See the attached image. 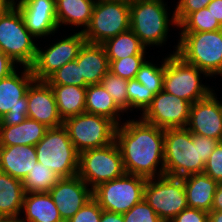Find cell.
<instances>
[{
    "instance_id": "1",
    "label": "cell",
    "mask_w": 222,
    "mask_h": 222,
    "mask_svg": "<svg viewBox=\"0 0 222 222\" xmlns=\"http://www.w3.org/2000/svg\"><path fill=\"white\" fill-rule=\"evenodd\" d=\"M115 142L121 153L125 173L146 179L164 175V129L141 118H129L117 125Z\"/></svg>"
},
{
    "instance_id": "2",
    "label": "cell",
    "mask_w": 222,
    "mask_h": 222,
    "mask_svg": "<svg viewBox=\"0 0 222 222\" xmlns=\"http://www.w3.org/2000/svg\"><path fill=\"white\" fill-rule=\"evenodd\" d=\"M220 141L191 133L187 128L164 129V175L183 178L203 173Z\"/></svg>"
},
{
    "instance_id": "3",
    "label": "cell",
    "mask_w": 222,
    "mask_h": 222,
    "mask_svg": "<svg viewBox=\"0 0 222 222\" xmlns=\"http://www.w3.org/2000/svg\"><path fill=\"white\" fill-rule=\"evenodd\" d=\"M164 0H134L130 3V29L145 47L163 46L169 26L178 27L174 11L168 13Z\"/></svg>"
},
{
    "instance_id": "4",
    "label": "cell",
    "mask_w": 222,
    "mask_h": 222,
    "mask_svg": "<svg viewBox=\"0 0 222 222\" xmlns=\"http://www.w3.org/2000/svg\"><path fill=\"white\" fill-rule=\"evenodd\" d=\"M179 34L173 53L209 77L222 76V29Z\"/></svg>"
},
{
    "instance_id": "5",
    "label": "cell",
    "mask_w": 222,
    "mask_h": 222,
    "mask_svg": "<svg viewBox=\"0 0 222 222\" xmlns=\"http://www.w3.org/2000/svg\"><path fill=\"white\" fill-rule=\"evenodd\" d=\"M34 39L14 4L0 15V50L13 62L23 67L33 65L38 47Z\"/></svg>"
},
{
    "instance_id": "6",
    "label": "cell",
    "mask_w": 222,
    "mask_h": 222,
    "mask_svg": "<svg viewBox=\"0 0 222 222\" xmlns=\"http://www.w3.org/2000/svg\"><path fill=\"white\" fill-rule=\"evenodd\" d=\"M37 161L49 167L60 178L78 174L79 152L62 125L49 128L43 138L35 145Z\"/></svg>"
},
{
    "instance_id": "7",
    "label": "cell",
    "mask_w": 222,
    "mask_h": 222,
    "mask_svg": "<svg viewBox=\"0 0 222 222\" xmlns=\"http://www.w3.org/2000/svg\"><path fill=\"white\" fill-rule=\"evenodd\" d=\"M163 90L182 98L191 104L206 98L212 91L200 80L204 71L187 63L176 53H170L164 59Z\"/></svg>"
},
{
    "instance_id": "8",
    "label": "cell",
    "mask_w": 222,
    "mask_h": 222,
    "mask_svg": "<svg viewBox=\"0 0 222 222\" xmlns=\"http://www.w3.org/2000/svg\"><path fill=\"white\" fill-rule=\"evenodd\" d=\"M125 174L123 160L116 142L102 148L79 153L78 176L92 189Z\"/></svg>"
},
{
    "instance_id": "9",
    "label": "cell",
    "mask_w": 222,
    "mask_h": 222,
    "mask_svg": "<svg viewBox=\"0 0 222 222\" xmlns=\"http://www.w3.org/2000/svg\"><path fill=\"white\" fill-rule=\"evenodd\" d=\"M130 29V3L96 0L89 26L83 32L87 43L103 44Z\"/></svg>"
},
{
    "instance_id": "10",
    "label": "cell",
    "mask_w": 222,
    "mask_h": 222,
    "mask_svg": "<svg viewBox=\"0 0 222 222\" xmlns=\"http://www.w3.org/2000/svg\"><path fill=\"white\" fill-rule=\"evenodd\" d=\"M75 149L102 148L115 142L117 124L111 119L95 114L81 113L63 122Z\"/></svg>"
},
{
    "instance_id": "11",
    "label": "cell",
    "mask_w": 222,
    "mask_h": 222,
    "mask_svg": "<svg viewBox=\"0 0 222 222\" xmlns=\"http://www.w3.org/2000/svg\"><path fill=\"white\" fill-rule=\"evenodd\" d=\"M147 179L125 173L97 186L93 198L106 211L124 214L144 198V187Z\"/></svg>"
},
{
    "instance_id": "12",
    "label": "cell",
    "mask_w": 222,
    "mask_h": 222,
    "mask_svg": "<svg viewBox=\"0 0 222 222\" xmlns=\"http://www.w3.org/2000/svg\"><path fill=\"white\" fill-rule=\"evenodd\" d=\"M143 199L164 222L188 207L183 178L163 175L147 179Z\"/></svg>"
},
{
    "instance_id": "13",
    "label": "cell",
    "mask_w": 222,
    "mask_h": 222,
    "mask_svg": "<svg viewBox=\"0 0 222 222\" xmlns=\"http://www.w3.org/2000/svg\"><path fill=\"white\" fill-rule=\"evenodd\" d=\"M0 80V125H17L27 118V91L35 81L30 67Z\"/></svg>"
},
{
    "instance_id": "14",
    "label": "cell",
    "mask_w": 222,
    "mask_h": 222,
    "mask_svg": "<svg viewBox=\"0 0 222 222\" xmlns=\"http://www.w3.org/2000/svg\"><path fill=\"white\" fill-rule=\"evenodd\" d=\"M57 41L49 45L50 47L46 48L47 50L37 47L35 61L30 67L35 80L45 81L56 70L68 62L74 61L79 55L80 49L86 43L82 31Z\"/></svg>"
},
{
    "instance_id": "15",
    "label": "cell",
    "mask_w": 222,
    "mask_h": 222,
    "mask_svg": "<svg viewBox=\"0 0 222 222\" xmlns=\"http://www.w3.org/2000/svg\"><path fill=\"white\" fill-rule=\"evenodd\" d=\"M191 103L161 90L141 114V119L162 129L186 128Z\"/></svg>"
},
{
    "instance_id": "16",
    "label": "cell",
    "mask_w": 222,
    "mask_h": 222,
    "mask_svg": "<svg viewBox=\"0 0 222 222\" xmlns=\"http://www.w3.org/2000/svg\"><path fill=\"white\" fill-rule=\"evenodd\" d=\"M217 99L212 91L206 98L193 103L186 128L195 135L222 142V101Z\"/></svg>"
},
{
    "instance_id": "17",
    "label": "cell",
    "mask_w": 222,
    "mask_h": 222,
    "mask_svg": "<svg viewBox=\"0 0 222 222\" xmlns=\"http://www.w3.org/2000/svg\"><path fill=\"white\" fill-rule=\"evenodd\" d=\"M49 194L64 222L93 198V190L78 175L60 178Z\"/></svg>"
},
{
    "instance_id": "18",
    "label": "cell",
    "mask_w": 222,
    "mask_h": 222,
    "mask_svg": "<svg viewBox=\"0 0 222 222\" xmlns=\"http://www.w3.org/2000/svg\"><path fill=\"white\" fill-rule=\"evenodd\" d=\"M13 4L20 11L25 27L36 40L53 35L59 29L56 0H13Z\"/></svg>"
},
{
    "instance_id": "19",
    "label": "cell",
    "mask_w": 222,
    "mask_h": 222,
    "mask_svg": "<svg viewBox=\"0 0 222 222\" xmlns=\"http://www.w3.org/2000/svg\"><path fill=\"white\" fill-rule=\"evenodd\" d=\"M27 100L28 118L34 119L48 128H57L63 125L54 93L46 81L35 80L28 88Z\"/></svg>"
},
{
    "instance_id": "20",
    "label": "cell",
    "mask_w": 222,
    "mask_h": 222,
    "mask_svg": "<svg viewBox=\"0 0 222 222\" xmlns=\"http://www.w3.org/2000/svg\"><path fill=\"white\" fill-rule=\"evenodd\" d=\"M35 146H0V171L23 181L37 163Z\"/></svg>"
},
{
    "instance_id": "21",
    "label": "cell",
    "mask_w": 222,
    "mask_h": 222,
    "mask_svg": "<svg viewBox=\"0 0 222 222\" xmlns=\"http://www.w3.org/2000/svg\"><path fill=\"white\" fill-rule=\"evenodd\" d=\"M80 67L81 77L88 85L100 84L109 71V61L101 44L85 43L75 59Z\"/></svg>"
},
{
    "instance_id": "22",
    "label": "cell",
    "mask_w": 222,
    "mask_h": 222,
    "mask_svg": "<svg viewBox=\"0 0 222 222\" xmlns=\"http://www.w3.org/2000/svg\"><path fill=\"white\" fill-rule=\"evenodd\" d=\"M49 128L31 118L17 125H0V146H35Z\"/></svg>"
},
{
    "instance_id": "23",
    "label": "cell",
    "mask_w": 222,
    "mask_h": 222,
    "mask_svg": "<svg viewBox=\"0 0 222 222\" xmlns=\"http://www.w3.org/2000/svg\"><path fill=\"white\" fill-rule=\"evenodd\" d=\"M187 206L210 212L218 183L204 173L183 177Z\"/></svg>"
},
{
    "instance_id": "24",
    "label": "cell",
    "mask_w": 222,
    "mask_h": 222,
    "mask_svg": "<svg viewBox=\"0 0 222 222\" xmlns=\"http://www.w3.org/2000/svg\"><path fill=\"white\" fill-rule=\"evenodd\" d=\"M19 222H64L51 195L48 193H25Z\"/></svg>"
},
{
    "instance_id": "25",
    "label": "cell",
    "mask_w": 222,
    "mask_h": 222,
    "mask_svg": "<svg viewBox=\"0 0 222 222\" xmlns=\"http://www.w3.org/2000/svg\"><path fill=\"white\" fill-rule=\"evenodd\" d=\"M96 0H56V20L58 28L62 25L89 26ZM62 24V25H61Z\"/></svg>"
},
{
    "instance_id": "26",
    "label": "cell",
    "mask_w": 222,
    "mask_h": 222,
    "mask_svg": "<svg viewBox=\"0 0 222 222\" xmlns=\"http://www.w3.org/2000/svg\"><path fill=\"white\" fill-rule=\"evenodd\" d=\"M24 196L22 181L0 171V216L20 219Z\"/></svg>"
},
{
    "instance_id": "27",
    "label": "cell",
    "mask_w": 222,
    "mask_h": 222,
    "mask_svg": "<svg viewBox=\"0 0 222 222\" xmlns=\"http://www.w3.org/2000/svg\"><path fill=\"white\" fill-rule=\"evenodd\" d=\"M54 93L59 116L66 119L85 112L86 87L50 85Z\"/></svg>"
},
{
    "instance_id": "28",
    "label": "cell",
    "mask_w": 222,
    "mask_h": 222,
    "mask_svg": "<svg viewBox=\"0 0 222 222\" xmlns=\"http://www.w3.org/2000/svg\"><path fill=\"white\" fill-rule=\"evenodd\" d=\"M85 112L107 117L117 125L121 124L120 114L123 113L115 104L113 97L101 84L86 87Z\"/></svg>"
},
{
    "instance_id": "29",
    "label": "cell",
    "mask_w": 222,
    "mask_h": 222,
    "mask_svg": "<svg viewBox=\"0 0 222 222\" xmlns=\"http://www.w3.org/2000/svg\"><path fill=\"white\" fill-rule=\"evenodd\" d=\"M108 60H119L133 55H146V47L131 29L108 39L101 44Z\"/></svg>"
},
{
    "instance_id": "30",
    "label": "cell",
    "mask_w": 222,
    "mask_h": 222,
    "mask_svg": "<svg viewBox=\"0 0 222 222\" xmlns=\"http://www.w3.org/2000/svg\"><path fill=\"white\" fill-rule=\"evenodd\" d=\"M59 179L53 170L37 162L22 183L25 193H48Z\"/></svg>"
},
{
    "instance_id": "31",
    "label": "cell",
    "mask_w": 222,
    "mask_h": 222,
    "mask_svg": "<svg viewBox=\"0 0 222 222\" xmlns=\"http://www.w3.org/2000/svg\"><path fill=\"white\" fill-rule=\"evenodd\" d=\"M181 33L216 31L222 29L220 22L207 7L190 13L179 25Z\"/></svg>"
},
{
    "instance_id": "32",
    "label": "cell",
    "mask_w": 222,
    "mask_h": 222,
    "mask_svg": "<svg viewBox=\"0 0 222 222\" xmlns=\"http://www.w3.org/2000/svg\"><path fill=\"white\" fill-rule=\"evenodd\" d=\"M164 61L157 66L150 61H145L136 74L135 79L146 86L154 95L163 90Z\"/></svg>"
},
{
    "instance_id": "33",
    "label": "cell",
    "mask_w": 222,
    "mask_h": 222,
    "mask_svg": "<svg viewBox=\"0 0 222 222\" xmlns=\"http://www.w3.org/2000/svg\"><path fill=\"white\" fill-rule=\"evenodd\" d=\"M113 97L117 107L124 113L128 111L127 86L128 80L108 71L100 83Z\"/></svg>"
},
{
    "instance_id": "34",
    "label": "cell",
    "mask_w": 222,
    "mask_h": 222,
    "mask_svg": "<svg viewBox=\"0 0 222 222\" xmlns=\"http://www.w3.org/2000/svg\"><path fill=\"white\" fill-rule=\"evenodd\" d=\"M49 85H75L79 87H87L88 84L81 77L80 67L74 60L68 62L60 69L52 73L46 80Z\"/></svg>"
},
{
    "instance_id": "35",
    "label": "cell",
    "mask_w": 222,
    "mask_h": 222,
    "mask_svg": "<svg viewBox=\"0 0 222 222\" xmlns=\"http://www.w3.org/2000/svg\"><path fill=\"white\" fill-rule=\"evenodd\" d=\"M127 97L128 110L133 111L134 108L143 113L151 104L154 94L134 78L128 80Z\"/></svg>"
},
{
    "instance_id": "36",
    "label": "cell",
    "mask_w": 222,
    "mask_h": 222,
    "mask_svg": "<svg viewBox=\"0 0 222 222\" xmlns=\"http://www.w3.org/2000/svg\"><path fill=\"white\" fill-rule=\"evenodd\" d=\"M109 71L124 79H134L140 67L146 61L145 55H133L119 60H108Z\"/></svg>"
},
{
    "instance_id": "37",
    "label": "cell",
    "mask_w": 222,
    "mask_h": 222,
    "mask_svg": "<svg viewBox=\"0 0 222 222\" xmlns=\"http://www.w3.org/2000/svg\"><path fill=\"white\" fill-rule=\"evenodd\" d=\"M123 218L124 222H164L144 199L124 213Z\"/></svg>"
},
{
    "instance_id": "38",
    "label": "cell",
    "mask_w": 222,
    "mask_h": 222,
    "mask_svg": "<svg viewBox=\"0 0 222 222\" xmlns=\"http://www.w3.org/2000/svg\"><path fill=\"white\" fill-rule=\"evenodd\" d=\"M102 211L99 203L92 198L67 222H100Z\"/></svg>"
},
{
    "instance_id": "39",
    "label": "cell",
    "mask_w": 222,
    "mask_h": 222,
    "mask_svg": "<svg viewBox=\"0 0 222 222\" xmlns=\"http://www.w3.org/2000/svg\"><path fill=\"white\" fill-rule=\"evenodd\" d=\"M204 174L222 183V142H219L205 164Z\"/></svg>"
},
{
    "instance_id": "40",
    "label": "cell",
    "mask_w": 222,
    "mask_h": 222,
    "mask_svg": "<svg viewBox=\"0 0 222 222\" xmlns=\"http://www.w3.org/2000/svg\"><path fill=\"white\" fill-rule=\"evenodd\" d=\"M212 0H178L174 10V17L179 25L190 13L208 6Z\"/></svg>"
},
{
    "instance_id": "41",
    "label": "cell",
    "mask_w": 222,
    "mask_h": 222,
    "mask_svg": "<svg viewBox=\"0 0 222 222\" xmlns=\"http://www.w3.org/2000/svg\"><path fill=\"white\" fill-rule=\"evenodd\" d=\"M170 222H208V212L187 207Z\"/></svg>"
},
{
    "instance_id": "42",
    "label": "cell",
    "mask_w": 222,
    "mask_h": 222,
    "mask_svg": "<svg viewBox=\"0 0 222 222\" xmlns=\"http://www.w3.org/2000/svg\"><path fill=\"white\" fill-rule=\"evenodd\" d=\"M13 62L5 53L0 50V80L8 77L12 72L16 70Z\"/></svg>"
},
{
    "instance_id": "43",
    "label": "cell",
    "mask_w": 222,
    "mask_h": 222,
    "mask_svg": "<svg viewBox=\"0 0 222 222\" xmlns=\"http://www.w3.org/2000/svg\"><path fill=\"white\" fill-rule=\"evenodd\" d=\"M207 9L211 11L212 15L220 22L222 25V0H212Z\"/></svg>"
},
{
    "instance_id": "44",
    "label": "cell",
    "mask_w": 222,
    "mask_h": 222,
    "mask_svg": "<svg viewBox=\"0 0 222 222\" xmlns=\"http://www.w3.org/2000/svg\"><path fill=\"white\" fill-rule=\"evenodd\" d=\"M100 222H124L123 214L103 210Z\"/></svg>"
},
{
    "instance_id": "45",
    "label": "cell",
    "mask_w": 222,
    "mask_h": 222,
    "mask_svg": "<svg viewBox=\"0 0 222 222\" xmlns=\"http://www.w3.org/2000/svg\"><path fill=\"white\" fill-rule=\"evenodd\" d=\"M211 210L222 211V183H218Z\"/></svg>"
},
{
    "instance_id": "46",
    "label": "cell",
    "mask_w": 222,
    "mask_h": 222,
    "mask_svg": "<svg viewBox=\"0 0 222 222\" xmlns=\"http://www.w3.org/2000/svg\"><path fill=\"white\" fill-rule=\"evenodd\" d=\"M208 222H222V211L211 210L208 212Z\"/></svg>"
},
{
    "instance_id": "47",
    "label": "cell",
    "mask_w": 222,
    "mask_h": 222,
    "mask_svg": "<svg viewBox=\"0 0 222 222\" xmlns=\"http://www.w3.org/2000/svg\"><path fill=\"white\" fill-rule=\"evenodd\" d=\"M13 4V0H0V15Z\"/></svg>"
},
{
    "instance_id": "48",
    "label": "cell",
    "mask_w": 222,
    "mask_h": 222,
    "mask_svg": "<svg viewBox=\"0 0 222 222\" xmlns=\"http://www.w3.org/2000/svg\"><path fill=\"white\" fill-rule=\"evenodd\" d=\"M0 222H19V219L12 218V217H1L0 216Z\"/></svg>"
},
{
    "instance_id": "49",
    "label": "cell",
    "mask_w": 222,
    "mask_h": 222,
    "mask_svg": "<svg viewBox=\"0 0 222 222\" xmlns=\"http://www.w3.org/2000/svg\"><path fill=\"white\" fill-rule=\"evenodd\" d=\"M115 1H124V2H128V3H132L134 0H115Z\"/></svg>"
}]
</instances>
